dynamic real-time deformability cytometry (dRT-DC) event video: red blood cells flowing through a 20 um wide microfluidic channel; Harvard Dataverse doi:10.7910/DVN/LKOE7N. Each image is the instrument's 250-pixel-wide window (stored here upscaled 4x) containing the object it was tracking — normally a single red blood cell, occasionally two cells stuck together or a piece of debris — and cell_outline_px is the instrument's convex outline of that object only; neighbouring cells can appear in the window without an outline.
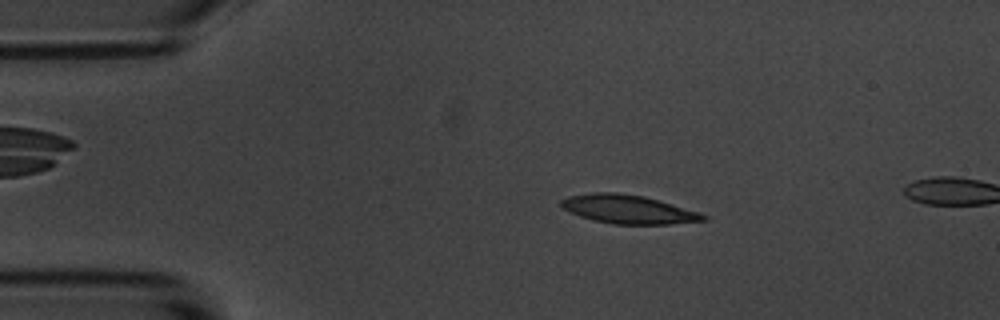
{"species": "common noctule bat (a hibernating species)", "species_latin": "Nyctalus noctula", "temperature_condition": "room temperature", "stored_images_in_passage": 4, "camera_frame_rate_fps": 3000, "um_per_image_px": 0.085, "animal": {"sex": "male", "body_mass_g": 20.1, "forearm_length_mm": 53.5}, "frame": {"image": 1, "passage_image": 2, "time_ms": 1.333, "image_size_px": [1000, 320], "cell_outline_px": [[708, 220], [668, 224], [612, 224], [592, 220], [580, 216], [560, 208], [560, 200], [568, 196], [592, 192], [616, 192], [644, 196], [700, 212], [708, 216]], "centroid_in_image_um": [53.37, 17.79], "position_along_channel_um": 31.6, "area_um2": 23.87}}